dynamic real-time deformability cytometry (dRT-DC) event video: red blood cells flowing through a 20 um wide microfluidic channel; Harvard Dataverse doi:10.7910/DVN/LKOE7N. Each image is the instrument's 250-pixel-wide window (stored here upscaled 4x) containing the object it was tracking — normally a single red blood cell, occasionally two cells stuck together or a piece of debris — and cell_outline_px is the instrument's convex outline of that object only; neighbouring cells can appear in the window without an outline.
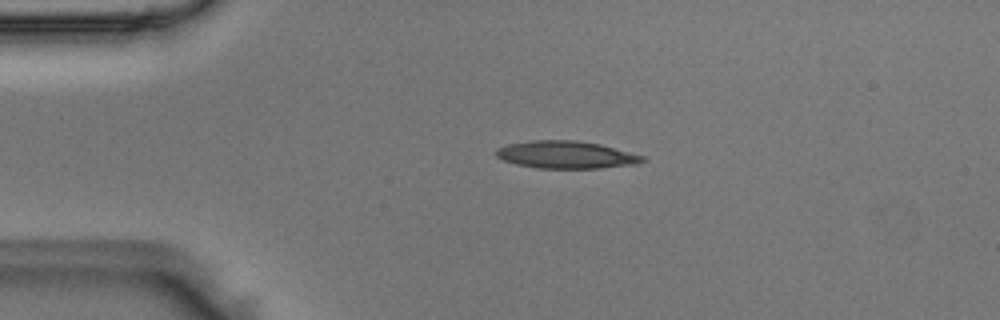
{"species": "Egyptian fruit bat (a non-hibernating species)", "species_latin": "Rousettus aegyptiacus", "temperature_condition": "room temperature", "stored_images_in_passage": 40, "camera_frame_rate_fps": 3000, "um_per_image_px": 0.085, "animal": {"sex": "male"}, "frame": {"image": 1, "passage_image": 1, "time_ms": 0.0, "image_size_px": [1000, 320], "cell_outline_px": [[648, 160], [636, 164], [600, 168], [536, 168], [516, 164], [504, 160], [496, 156], [496, 148], [508, 144], [532, 140], [576, 140], [600, 144], [644, 156]], "centroid_in_image_um": [48.12, 13.15], "position_along_channel_um": 36.9, "area_um2": 23.41}}
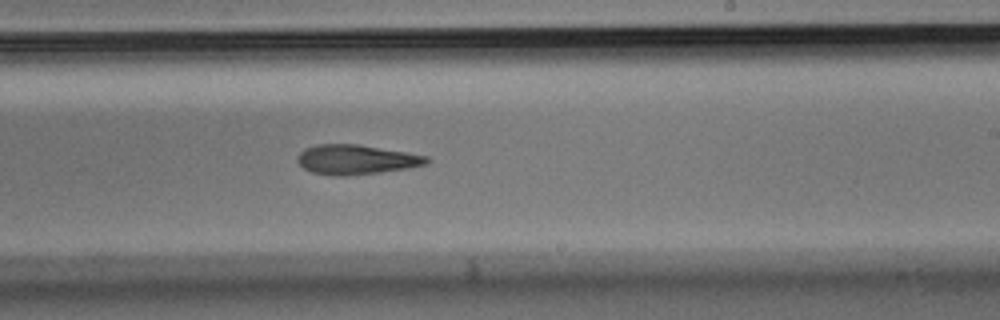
{"frame": {"image": 2, "passage_image": 20, "time_ms": 6.333, "image_size_px": [1000, 320], "cell_outline_px": [[432, 160], [428, 164], [408, 168], [344, 176], [336, 176], [312, 172], [304, 168], [296, 160], [300, 152], [304, 148], [316, 144], [356, 144], [408, 152], [428, 156]], "centroid_in_image_um": [30.29, 13.55], "position_along_channel_um": 258.7, "area_um2": 22.31}}
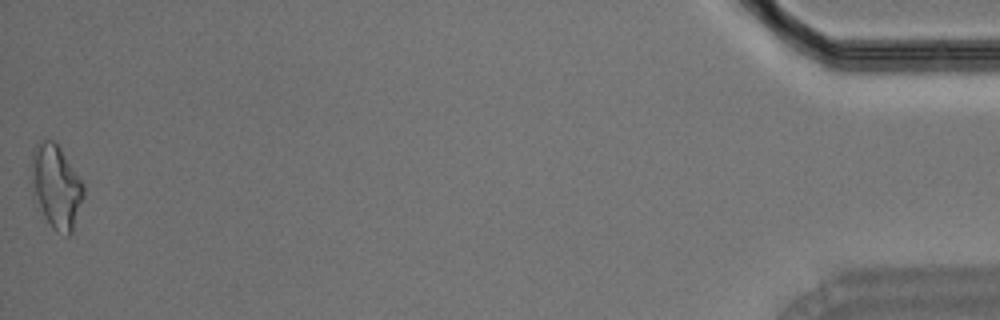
{"frame": {"image": 3, "passage_image": 40, "time_ms": 13.0, "image_size_px": [1000, 320], "cell_outline_px": [[84, 196], [72, 232], [68, 236], [56, 232], [52, 228], [44, 216], [32, 196], [32, 152], [36, 144], [44, 140], [52, 140], [60, 148], [84, 184]], "centroid_in_image_um": [4.77, 15.89], "position_along_channel_um": 430.4, "area_um2": 25.26}}